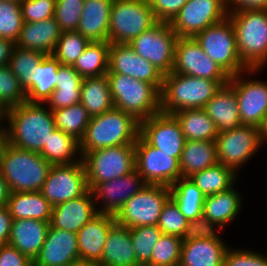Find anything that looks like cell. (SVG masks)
<instances>
[{"instance_id":"obj_30","label":"cell","mask_w":267,"mask_h":266,"mask_svg":"<svg viewBox=\"0 0 267 266\" xmlns=\"http://www.w3.org/2000/svg\"><path fill=\"white\" fill-rule=\"evenodd\" d=\"M242 194L234 186L229 190L206 196L203 204V214L210 221L226 227L236 220L242 210Z\"/></svg>"},{"instance_id":"obj_47","label":"cell","mask_w":267,"mask_h":266,"mask_svg":"<svg viewBox=\"0 0 267 266\" xmlns=\"http://www.w3.org/2000/svg\"><path fill=\"white\" fill-rule=\"evenodd\" d=\"M0 100L8 108L26 102V92L10 66H0Z\"/></svg>"},{"instance_id":"obj_24","label":"cell","mask_w":267,"mask_h":266,"mask_svg":"<svg viewBox=\"0 0 267 266\" xmlns=\"http://www.w3.org/2000/svg\"><path fill=\"white\" fill-rule=\"evenodd\" d=\"M49 226L50 221L13 220L8 244L17 248L31 261H34L45 242Z\"/></svg>"},{"instance_id":"obj_21","label":"cell","mask_w":267,"mask_h":266,"mask_svg":"<svg viewBox=\"0 0 267 266\" xmlns=\"http://www.w3.org/2000/svg\"><path fill=\"white\" fill-rule=\"evenodd\" d=\"M77 261H80V258L76 233L50 225L33 266H71Z\"/></svg>"},{"instance_id":"obj_20","label":"cell","mask_w":267,"mask_h":266,"mask_svg":"<svg viewBox=\"0 0 267 266\" xmlns=\"http://www.w3.org/2000/svg\"><path fill=\"white\" fill-rule=\"evenodd\" d=\"M107 73L127 75L162 89L164 75L153 64L140 57L129 44L111 43Z\"/></svg>"},{"instance_id":"obj_63","label":"cell","mask_w":267,"mask_h":266,"mask_svg":"<svg viewBox=\"0 0 267 266\" xmlns=\"http://www.w3.org/2000/svg\"><path fill=\"white\" fill-rule=\"evenodd\" d=\"M7 1H17V2H21L23 0H7Z\"/></svg>"},{"instance_id":"obj_58","label":"cell","mask_w":267,"mask_h":266,"mask_svg":"<svg viewBox=\"0 0 267 266\" xmlns=\"http://www.w3.org/2000/svg\"><path fill=\"white\" fill-rule=\"evenodd\" d=\"M10 145L9 134L7 128L0 129V166L4 154Z\"/></svg>"},{"instance_id":"obj_28","label":"cell","mask_w":267,"mask_h":266,"mask_svg":"<svg viewBox=\"0 0 267 266\" xmlns=\"http://www.w3.org/2000/svg\"><path fill=\"white\" fill-rule=\"evenodd\" d=\"M60 35L61 30L54 17L35 23L24 22L15 46L49 55L54 52Z\"/></svg>"},{"instance_id":"obj_59","label":"cell","mask_w":267,"mask_h":266,"mask_svg":"<svg viewBox=\"0 0 267 266\" xmlns=\"http://www.w3.org/2000/svg\"><path fill=\"white\" fill-rule=\"evenodd\" d=\"M9 195L10 190L8 188V184L0 172V206H6Z\"/></svg>"},{"instance_id":"obj_35","label":"cell","mask_w":267,"mask_h":266,"mask_svg":"<svg viewBox=\"0 0 267 266\" xmlns=\"http://www.w3.org/2000/svg\"><path fill=\"white\" fill-rule=\"evenodd\" d=\"M60 62L52 55L45 57L35 66L33 84L25 91L29 103H45L55 90Z\"/></svg>"},{"instance_id":"obj_42","label":"cell","mask_w":267,"mask_h":266,"mask_svg":"<svg viewBox=\"0 0 267 266\" xmlns=\"http://www.w3.org/2000/svg\"><path fill=\"white\" fill-rule=\"evenodd\" d=\"M46 54L15 46L9 61L11 72L18 78L26 91L33 84L35 66Z\"/></svg>"},{"instance_id":"obj_3","label":"cell","mask_w":267,"mask_h":266,"mask_svg":"<svg viewBox=\"0 0 267 266\" xmlns=\"http://www.w3.org/2000/svg\"><path fill=\"white\" fill-rule=\"evenodd\" d=\"M229 81H214L171 72L163 77L161 112L170 114L184 109H198L211 100Z\"/></svg>"},{"instance_id":"obj_31","label":"cell","mask_w":267,"mask_h":266,"mask_svg":"<svg viewBox=\"0 0 267 266\" xmlns=\"http://www.w3.org/2000/svg\"><path fill=\"white\" fill-rule=\"evenodd\" d=\"M13 220L35 219L50 221L53 206L40 191L10 193L6 203Z\"/></svg>"},{"instance_id":"obj_11","label":"cell","mask_w":267,"mask_h":266,"mask_svg":"<svg viewBox=\"0 0 267 266\" xmlns=\"http://www.w3.org/2000/svg\"><path fill=\"white\" fill-rule=\"evenodd\" d=\"M87 183H103L135 169L134 145H121L87 152L82 157Z\"/></svg>"},{"instance_id":"obj_55","label":"cell","mask_w":267,"mask_h":266,"mask_svg":"<svg viewBox=\"0 0 267 266\" xmlns=\"http://www.w3.org/2000/svg\"><path fill=\"white\" fill-rule=\"evenodd\" d=\"M228 12L240 10H267V0H225Z\"/></svg>"},{"instance_id":"obj_32","label":"cell","mask_w":267,"mask_h":266,"mask_svg":"<svg viewBox=\"0 0 267 266\" xmlns=\"http://www.w3.org/2000/svg\"><path fill=\"white\" fill-rule=\"evenodd\" d=\"M80 76L73 66L59 65L55 90L44 104L51 111L73 106L80 102L81 83Z\"/></svg>"},{"instance_id":"obj_22","label":"cell","mask_w":267,"mask_h":266,"mask_svg":"<svg viewBox=\"0 0 267 266\" xmlns=\"http://www.w3.org/2000/svg\"><path fill=\"white\" fill-rule=\"evenodd\" d=\"M97 214L93 194L89 189L81 197L54 206L50 225L56 229L77 233Z\"/></svg>"},{"instance_id":"obj_37","label":"cell","mask_w":267,"mask_h":266,"mask_svg":"<svg viewBox=\"0 0 267 266\" xmlns=\"http://www.w3.org/2000/svg\"><path fill=\"white\" fill-rule=\"evenodd\" d=\"M40 155L51 165L71 164L82 160L79 141L57 128L50 135Z\"/></svg>"},{"instance_id":"obj_38","label":"cell","mask_w":267,"mask_h":266,"mask_svg":"<svg viewBox=\"0 0 267 266\" xmlns=\"http://www.w3.org/2000/svg\"><path fill=\"white\" fill-rule=\"evenodd\" d=\"M170 190V198L177 204L188 221H192L203 214V204L206 196L189 178L181 177L170 186Z\"/></svg>"},{"instance_id":"obj_49","label":"cell","mask_w":267,"mask_h":266,"mask_svg":"<svg viewBox=\"0 0 267 266\" xmlns=\"http://www.w3.org/2000/svg\"><path fill=\"white\" fill-rule=\"evenodd\" d=\"M187 223L188 220L181 213L177 204L169 198L162 208L157 225L161 229L162 233L182 238L185 233Z\"/></svg>"},{"instance_id":"obj_2","label":"cell","mask_w":267,"mask_h":266,"mask_svg":"<svg viewBox=\"0 0 267 266\" xmlns=\"http://www.w3.org/2000/svg\"><path fill=\"white\" fill-rule=\"evenodd\" d=\"M140 133V122L120 109L112 108L90 118L79 142L80 154L101 148L134 145Z\"/></svg>"},{"instance_id":"obj_54","label":"cell","mask_w":267,"mask_h":266,"mask_svg":"<svg viewBox=\"0 0 267 266\" xmlns=\"http://www.w3.org/2000/svg\"><path fill=\"white\" fill-rule=\"evenodd\" d=\"M0 266H33V261L14 246L0 244Z\"/></svg>"},{"instance_id":"obj_5","label":"cell","mask_w":267,"mask_h":266,"mask_svg":"<svg viewBox=\"0 0 267 266\" xmlns=\"http://www.w3.org/2000/svg\"><path fill=\"white\" fill-rule=\"evenodd\" d=\"M114 107L141 122L161 112L160 89L120 73L106 74Z\"/></svg>"},{"instance_id":"obj_60","label":"cell","mask_w":267,"mask_h":266,"mask_svg":"<svg viewBox=\"0 0 267 266\" xmlns=\"http://www.w3.org/2000/svg\"><path fill=\"white\" fill-rule=\"evenodd\" d=\"M8 110L9 108L0 100V129L6 128L7 122L4 124V121L8 119Z\"/></svg>"},{"instance_id":"obj_25","label":"cell","mask_w":267,"mask_h":266,"mask_svg":"<svg viewBox=\"0 0 267 266\" xmlns=\"http://www.w3.org/2000/svg\"><path fill=\"white\" fill-rule=\"evenodd\" d=\"M113 1L85 0L76 31L89 42H109V21Z\"/></svg>"},{"instance_id":"obj_10","label":"cell","mask_w":267,"mask_h":266,"mask_svg":"<svg viewBox=\"0 0 267 266\" xmlns=\"http://www.w3.org/2000/svg\"><path fill=\"white\" fill-rule=\"evenodd\" d=\"M215 142L218 163L232 169L236 174L264 143L262 130L251 125L218 133Z\"/></svg>"},{"instance_id":"obj_44","label":"cell","mask_w":267,"mask_h":266,"mask_svg":"<svg viewBox=\"0 0 267 266\" xmlns=\"http://www.w3.org/2000/svg\"><path fill=\"white\" fill-rule=\"evenodd\" d=\"M90 42L79 32H61L52 55L61 65L73 66Z\"/></svg>"},{"instance_id":"obj_19","label":"cell","mask_w":267,"mask_h":266,"mask_svg":"<svg viewBox=\"0 0 267 266\" xmlns=\"http://www.w3.org/2000/svg\"><path fill=\"white\" fill-rule=\"evenodd\" d=\"M139 135L151 146L165 153H173L180 160L185 138L173 115L162 112L140 122Z\"/></svg>"},{"instance_id":"obj_48","label":"cell","mask_w":267,"mask_h":266,"mask_svg":"<svg viewBox=\"0 0 267 266\" xmlns=\"http://www.w3.org/2000/svg\"><path fill=\"white\" fill-rule=\"evenodd\" d=\"M85 0H56L54 18L61 32L76 31Z\"/></svg>"},{"instance_id":"obj_45","label":"cell","mask_w":267,"mask_h":266,"mask_svg":"<svg viewBox=\"0 0 267 266\" xmlns=\"http://www.w3.org/2000/svg\"><path fill=\"white\" fill-rule=\"evenodd\" d=\"M183 239L162 234L153 247L151 261L146 266H178Z\"/></svg>"},{"instance_id":"obj_34","label":"cell","mask_w":267,"mask_h":266,"mask_svg":"<svg viewBox=\"0 0 267 266\" xmlns=\"http://www.w3.org/2000/svg\"><path fill=\"white\" fill-rule=\"evenodd\" d=\"M80 103L87 109L90 117L101 115L114 108L106 75L83 78Z\"/></svg>"},{"instance_id":"obj_62","label":"cell","mask_w":267,"mask_h":266,"mask_svg":"<svg viewBox=\"0 0 267 266\" xmlns=\"http://www.w3.org/2000/svg\"><path fill=\"white\" fill-rule=\"evenodd\" d=\"M262 136H263V141L264 145L267 144V121L264 125V128L262 129Z\"/></svg>"},{"instance_id":"obj_61","label":"cell","mask_w":267,"mask_h":266,"mask_svg":"<svg viewBox=\"0 0 267 266\" xmlns=\"http://www.w3.org/2000/svg\"><path fill=\"white\" fill-rule=\"evenodd\" d=\"M71 266H103L99 262H90V261H77Z\"/></svg>"},{"instance_id":"obj_57","label":"cell","mask_w":267,"mask_h":266,"mask_svg":"<svg viewBox=\"0 0 267 266\" xmlns=\"http://www.w3.org/2000/svg\"><path fill=\"white\" fill-rule=\"evenodd\" d=\"M14 47L13 41L0 37V66L9 65Z\"/></svg>"},{"instance_id":"obj_23","label":"cell","mask_w":267,"mask_h":266,"mask_svg":"<svg viewBox=\"0 0 267 266\" xmlns=\"http://www.w3.org/2000/svg\"><path fill=\"white\" fill-rule=\"evenodd\" d=\"M115 216L98 213L76 233L79 258L81 261L99 262Z\"/></svg>"},{"instance_id":"obj_18","label":"cell","mask_w":267,"mask_h":266,"mask_svg":"<svg viewBox=\"0 0 267 266\" xmlns=\"http://www.w3.org/2000/svg\"><path fill=\"white\" fill-rule=\"evenodd\" d=\"M87 185L93 194L95 206L100 203V207H96L97 212L115 216L133 195L146 186V183L134 169L120 178Z\"/></svg>"},{"instance_id":"obj_14","label":"cell","mask_w":267,"mask_h":266,"mask_svg":"<svg viewBox=\"0 0 267 266\" xmlns=\"http://www.w3.org/2000/svg\"><path fill=\"white\" fill-rule=\"evenodd\" d=\"M135 169L146 184L170 187L181 178L180 161L149 145L140 135L135 144Z\"/></svg>"},{"instance_id":"obj_41","label":"cell","mask_w":267,"mask_h":266,"mask_svg":"<svg viewBox=\"0 0 267 266\" xmlns=\"http://www.w3.org/2000/svg\"><path fill=\"white\" fill-rule=\"evenodd\" d=\"M52 113L56 128L80 142L91 118L87 109L79 102L70 107L53 110Z\"/></svg>"},{"instance_id":"obj_1","label":"cell","mask_w":267,"mask_h":266,"mask_svg":"<svg viewBox=\"0 0 267 266\" xmlns=\"http://www.w3.org/2000/svg\"><path fill=\"white\" fill-rule=\"evenodd\" d=\"M7 122L10 144L38 153L56 129L53 113L44 103L26 101L9 108Z\"/></svg>"},{"instance_id":"obj_16","label":"cell","mask_w":267,"mask_h":266,"mask_svg":"<svg viewBox=\"0 0 267 266\" xmlns=\"http://www.w3.org/2000/svg\"><path fill=\"white\" fill-rule=\"evenodd\" d=\"M227 17L225 0H188L170 25L178 37H194Z\"/></svg>"},{"instance_id":"obj_4","label":"cell","mask_w":267,"mask_h":266,"mask_svg":"<svg viewBox=\"0 0 267 266\" xmlns=\"http://www.w3.org/2000/svg\"><path fill=\"white\" fill-rule=\"evenodd\" d=\"M235 33L239 57L248 69L267 65V10L228 12Z\"/></svg>"},{"instance_id":"obj_13","label":"cell","mask_w":267,"mask_h":266,"mask_svg":"<svg viewBox=\"0 0 267 266\" xmlns=\"http://www.w3.org/2000/svg\"><path fill=\"white\" fill-rule=\"evenodd\" d=\"M260 69H248L230 77L229 85L236 93L242 125L263 129L267 121V80L244 79L243 75H253Z\"/></svg>"},{"instance_id":"obj_39","label":"cell","mask_w":267,"mask_h":266,"mask_svg":"<svg viewBox=\"0 0 267 266\" xmlns=\"http://www.w3.org/2000/svg\"><path fill=\"white\" fill-rule=\"evenodd\" d=\"M238 175L221 163L194 173L189 179L205 196L229 190L236 185Z\"/></svg>"},{"instance_id":"obj_6","label":"cell","mask_w":267,"mask_h":266,"mask_svg":"<svg viewBox=\"0 0 267 266\" xmlns=\"http://www.w3.org/2000/svg\"><path fill=\"white\" fill-rule=\"evenodd\" d=\"M51 166L40 153L10 144L3 156L0 172L10 193L34 192L41 190Z\"/></svg>"},{"instance_id":"obj_9","label":"cell","mask_w":267,"mask_h":266,"mask_svg":"<svg viewBox=\"0 0 267 266\" xmlns=\"http://www.w3.org/2000/svg\"><path fill=\"white\" fill-rule=\"evenodd\" d=\"M170 196V187L146 184L117 212L115 222L129 229L158 225L162 208Z\"/></svg>"},{"instance_id":"obj_7","label":"cell","mask_w":267,"mask_h":266,"mask_svg":"<svg viewBox=\"0 0 267 266\" xmlns=\"http://www.w3.org/2000/svg\"><path fill=\"white\" fill-rule=\"evenodd\" d=\"M157 22L147 0H114L110 11L109 42L129 44Z\"/></svg>"},{"instance_id":"obj_40","label":"cell","mask_w":267,"mask_h":266,"mask_svg":"<svg viewBox=\"0 0 267 266\" xmlns=\"http://www.w3.org/2000/svg\"><path fill=\"white\" fill-rule=\"evenodd\" d=\"M110 42H90L73 65L83 78L98 77L108 72Z\"/></svg>"},{"instance_id":"obj_17","label":"cell","mask_w":267,"mask_h":266,"mask_svg":"<svg viewBox=\"0 0 267 266\" xmlns=\"http://www.w3.org/2000/svg\"><path fill=\"white\" fill-rule=\"evenodd\" d=\"M172 72L214 81L230 79V76L205 54L194 37H178Z\"/></svg>"},{"instance_id":"obj_36","label":"cell","mask_w":267,"mask_h":266,"mask_svg":"<svg viewBox=\"0 0 267 266\" xmlns=\"http://www.w3.org/2000/svg\"><path fill=\"white\" fill-rule=\"evenodd\" d=\"M172 115L179 122L185 141L216 140V126L203 108L184 109Z\"/></svg>"},{"instance_id":"obj_52","label":"cell","mask_w":267,"mask_h":266,"mask_svg":"<svg viewBox=\"0 0 267 266\" xmlns=\"http://www.w3.org/2000/svg\"><path fill=\"white\" fill-rule=\"evenodd\" d=\"M267 255L252 249H232L225 252L223 266H267Z\"/></svg>"},{"instance_id":"obj_26","label":"cell","mask_w":267,"mask_h":266,"mask_svg":"<svg viewBox=\"0 0 267 266\" xmlns=\"http://www.w3.org/2000/svg\"><path fill=\"white\" fill-rule=\"evenodd\" d=\"M228 245L223 240H183L178 266H223Z\"/></svg>"},{"instance_id":"obj_27","label":"cell","mask_w":267,"mask_h":266,"mask_svg":"<svg viewBox=\"0 0 267 266\" xmlns=\"http://www.w3.org/2000/svg\"><path fill=\"white\" fill-rule=\"evenodd\" d=\"M236 93L229 85H223L204 106L207 115L213 120L218 133L242 126Z\"/></svg>"},{"instance_id":"obj_50","label":"cell","mask_w":267,"mask_h":266,"mask_svg":"<svg viewBox=\"0 0 267 266\" xmlns=\"http://www.w3.org/2000/svg\"><path fill=\"white\" fill-rule=\"evenodd\" d=\"M222 229L223 227L210 221L206 215L201 214L194 220L188 221L182 239L192 240L201 238V239L223 240L221 235H218L219 231L221 232L223 231Z\"/></svg>"},{"instance_id":"obj_43","label":"cell","mask_w":267,"mask_h":266,"mask_svg":"<svg viewBox=\"0 0 267 266\" xmlns=\"http://www.w3.org/2000/svg\"><path fill=\"white\" fill-rule=\"evenodd\" d=\"M133 249L139 266H146L151 261L153 247L162 236L157 225L138 226L130 229Z\"/></svg>"},{"instance_id":"obj_46","label":"cell","mask_w":267,"mask_h":266,"mask_svg":"<svg viewBox=\"0 0 267 266\" xmlns=\"http://www.w3.org/2000/svg\"><path fill=\"white\" fill-rule=\"evenodd\" d=\"M23 23L20 2L0 0V37L16 43Z\"/></svg>"},{"instance_id":"obj_56","label":"cell","mask_w":267,"mask_h":266,"mask_svg":"<svg viewBox=\"0 0 267 266\" xmlns=\"http://www.w3.org/2000/svg\"><path fill=\"white\" fill-rule=\"evenodd\" d=\"M13 218L6 206H0V244H8Z\"/></svg>"},{"instance_id":"obj_51","label":"cell","mask_w":267,"mask_h":266,"mask_svg":"<svg viewBox=\"0 0 267 266\" xmlns=\"http://www.w3.org/2000/svg\"><path fill=\"white\" fill-rule=\"evenodd\" d=\"M23 22H39L54 17L56 0H23L20 2Z\"/></svg>"},{"instance_id":"obj_8","label":"cell","mask_w":267,"mask_h":266,"mask_svg":"<svg viewBox=\"0 0 267 266\" xmlns=\"http://www.w3.org/2000/svg\"><path fill=\"white\" fill-rule=\"evenodd\" d=\"M194 38L205 54L230 77L248 70L239 57L235 29L228 17L197 33Z\"/></svg>"},{"instance_id":"obj_33","label":"cell","mask_w":267,"mask_h":266,"mask_svg":"<svg viewBox=\"0 0 267 266\" xmlns=\"http://www.w3.org/2000/svg\"><path fill=\"white\" fill-rule=\"evenodd\" d=\"M181 177L189 178L194 173L218 163L215 141H185L180 158Z\"/></svg>"},{"instance_id":"obj_15","label":"cell","mask_w":267,"mask_h":266,"mask_svg":"<svg viewBox=\"0 0 267 266\" xmlns=\"http://www.w3.org/2000/svg\"><path fill=\"white\" fill-rule=\"evenodd\" d=\"M89 190L83 160L52 165L40 192L54 207L65 201L81 197Z\"/></svg>"},{"instance_id":"obj_29","label":"cell","mask_w":267,"mask_h":266,"mask_svg":"<svg viewBox=\"0 0 267 266\" xmlns=\"http://www.w3.org/2000/svg\"><path fill=\"white\" fill-rule=\"evenodd\" d=\"M99 263L103 266H139L128 227L115 223L110 228Z\"/></svg>"},{"instance_id":"obj_53","label":"cell","mask_w":267,"mask_h":266,"mask_svg":"<svg viewBox=\"0 0 267 266\" xmlns=\"http://www.w3.org/2000/svg\"><path fill=\"white\" fill-rule=\"evenodd\" d=\"M188 0H147L159 22H171Z\"/></svg>"},{"instance_id":"obj_12","label":"cell","mask_w":267,"mask_h":266,"mask_svg":"<svg viewBox=\"0 0 267 266\" xmlns=\"http://www.w3.org/2000/svg\"><path fill=\"white\" fill-rule=\"evenodd\" d=\"M178 36L169 22H157L130 43L135 52L153 64L163 75L172 72Z\"/></svg>"}]
</instances>
